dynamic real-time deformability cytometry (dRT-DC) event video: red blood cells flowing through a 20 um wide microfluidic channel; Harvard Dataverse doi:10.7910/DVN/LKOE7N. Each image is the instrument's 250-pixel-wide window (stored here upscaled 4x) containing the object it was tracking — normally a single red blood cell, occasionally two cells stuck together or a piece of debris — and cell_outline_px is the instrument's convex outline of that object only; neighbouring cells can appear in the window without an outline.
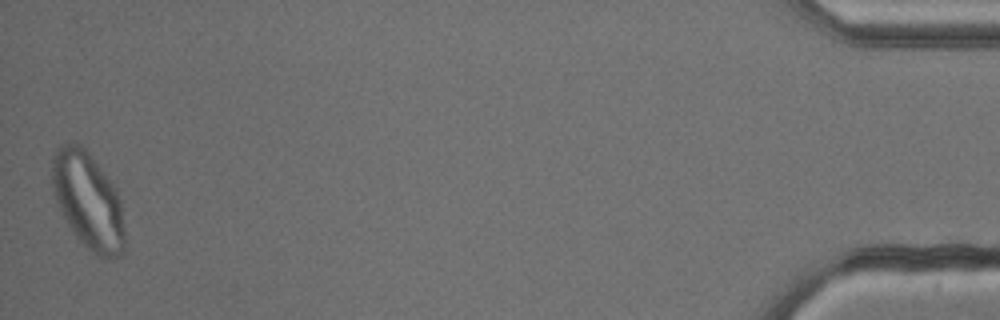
{"species": "common noctule bat (a hibernating species)", "species_latin": "Nyctalus noctula", "temperature_condition": "cold", "stored_images_in_passage": 48, "camera_frame_rate_fps": 3000, "um_per_image_px": 0.085, "animal": {"sex": "male", "body_mass_g": 13.3}, "frame": {"image": 1, "passage_image": 48, "time_ms": 15.667, "image_size_px": [1000, 320], "cell_outline_px": [[124, 252], [120, 256], [112, 260], [104, 260], [96, 256], [80, 240], [68, 224], [52, 192], [52, 156], [56, 148], [60, 144], [80, 144], [88, 152], [112, 184], [120, 200], [124, 228]], "centroid_in_image_um": [7.49, 17.1], "position_along_channel_um": 427.7, "area_um2": 40.63}}